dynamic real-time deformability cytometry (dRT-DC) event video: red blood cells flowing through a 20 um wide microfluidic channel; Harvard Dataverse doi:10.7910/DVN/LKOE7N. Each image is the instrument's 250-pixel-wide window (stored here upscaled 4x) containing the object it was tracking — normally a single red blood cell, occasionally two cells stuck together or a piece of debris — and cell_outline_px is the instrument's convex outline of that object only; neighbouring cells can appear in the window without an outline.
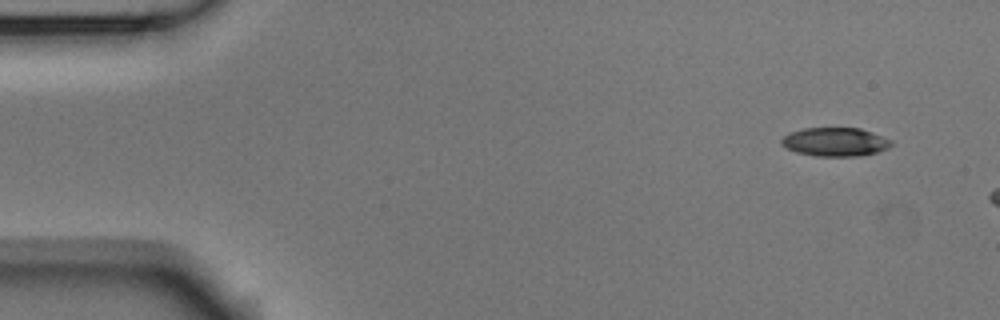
{"species": "Egyptian fruit bat (a non-hibernating species)", "species_latin": "Rousettus aegyptiacus", "temperature_condition": "room temperature", "stored_images_in_passage": 3, "camera_frame_rate_fps": 3000, "um_per_image_px": 0.085, "animal": {"sex": "male"}, "frame": {"image": 1, "passage_image": 1, "time_ms": 0.0, "image_size_px": [1000, 320], "cell_outline_px": [[892, 144], [888, 148], [876, 152], [856, 156], [816, 156], [796, 152], [780, 144], [780, 140], [784, 136], [792, 132], [804, 128], [860, 128], [872, 132], [892, 140]], "centroid_in_image_um": [70.99, 12.06], "position_along_channel_um": 14.0, "area_um2": 18.21}}